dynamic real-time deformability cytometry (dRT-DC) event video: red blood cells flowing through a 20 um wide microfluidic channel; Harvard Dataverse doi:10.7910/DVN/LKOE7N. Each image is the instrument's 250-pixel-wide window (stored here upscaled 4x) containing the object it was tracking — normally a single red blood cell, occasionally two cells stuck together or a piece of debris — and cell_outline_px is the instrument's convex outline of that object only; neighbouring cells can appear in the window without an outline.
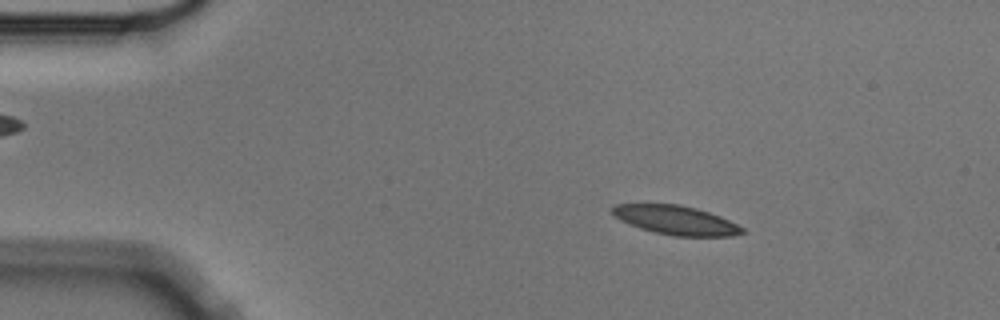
{"species": "Egyptian fruit bat (a non-hibernating species)", "species_latin": "Rousettus aegyptiacus", "temperature_condition": "cold", "stored_images_in_passage": 4, "segment_of_instrument_passage": [1, 2], "camera_frame_rate_fps": 3000, "um_per_image_px": 0.085, "animal": {"sex": "male"}, "frame": {"image": 1, "passage_image": 2, "time_ms": 0.333, "image_size_px": [1000, 320], "cell_outline_px": [[748, 232], [732, 236], [672, 236], [640, 228], [628, 224], [620, 220], [612, 212], [612, 208], [616, 204], [680, 204], [696, 208], [720, 216], [744, 228]], "centroid_in_image_um": [57.48, 18.72], "position_along_channel_um": 27.5, "area_um2": 21.91}}